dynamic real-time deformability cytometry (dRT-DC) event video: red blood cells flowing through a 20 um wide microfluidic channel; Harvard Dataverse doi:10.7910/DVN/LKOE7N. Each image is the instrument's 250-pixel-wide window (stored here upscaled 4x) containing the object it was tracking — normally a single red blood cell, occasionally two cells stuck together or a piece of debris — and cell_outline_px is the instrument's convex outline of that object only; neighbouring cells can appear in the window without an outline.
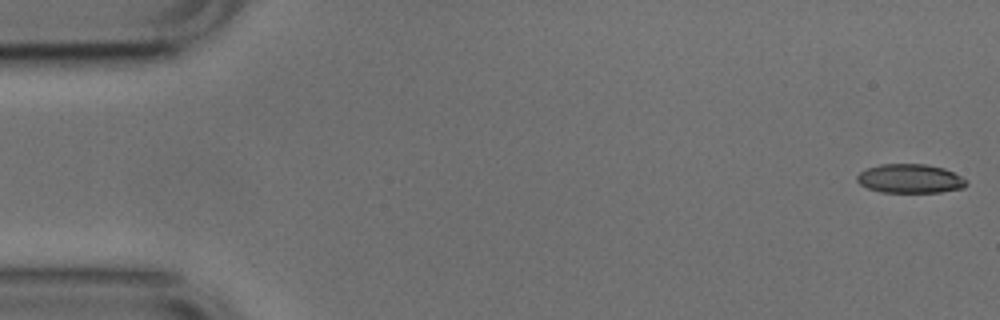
{"species": "common noctule bat (a hibernating species)", "species_latin": "Nyctalus noctula", "temperature_condition": "cold", "stored_images_in_passage": 52, "camera_frame_rate_fps": 3000, "um_per_image_px": 0.085, "animal": {"sex": "male", "body_mass_g": 17.9, "forearm_length_mm": 54.2}, "frame": {"image": 1, "passage_image": 1, "time_ms": 0.0, "image_size_px": [1000, 320], "cell_outline_px": [[968, 184], [964, 188], [940, 192], [880, 192], [868, 188], [860, 184], [856, 180], [856, 176], [860, 172], [868, 168], [880, 164], [924, 164], [944, 168], [968, 180]], "centroid_in_image_um": [77.37, 15.18], "position_along_channel_um": 7.6, "area_um2": 18.5}}
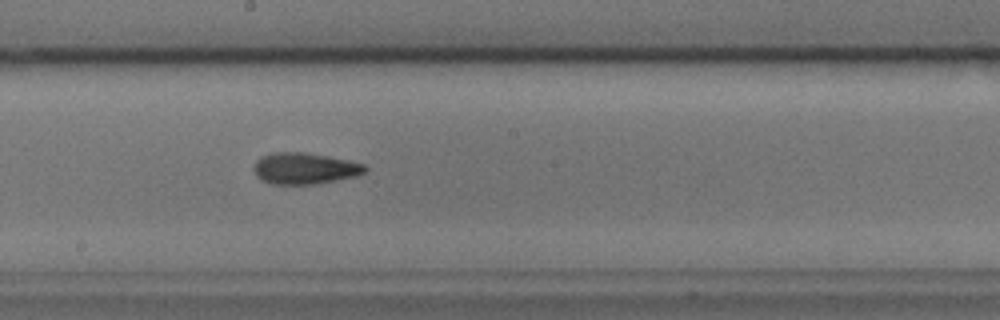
{"frame": {"image": 2, "passage_image": 28, "time_ms": 9.0, "image_size_px": [1000, 320], "cell_outline_px": [[368, 168], [364, 172], [356, 176], [316, 184], [272, 184], [260, 180], [256, 176], [252, 168], [256, 160], [260, 156], [272, 152], [304, 152], [328, 156], [348, 160], [364, 164]], "centroid_in_image_um": [25.85, 14.31], "position_along_channel_um": 222.4, "area_um2": 20.52}}
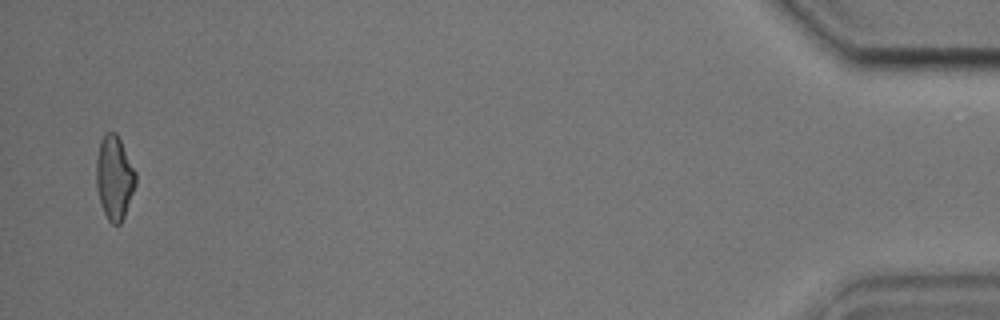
{"frame": {"image": 3, "passage_image": 51, "time_ms": 16.667, "image_size_px": [1000, 320], "cell_outline_px": [[136, 184], [124, 216], [120, 224], [112, 224], [108, 220], [100, 204], [96, 184], [96, 160], [100, 140], [108, 132], [116, 132], [136, 172]], "centroid_in_image_um": [9.71, 15.11], "position_along_channel_um": 425.5, "area_um2": 19.13}, "authors_computed_cell_mechanics": {"area_um2": 19.4497, "velocity_mm_per_s": 3.7956, "shape_relaxation_time_tau1_ms": 5.286, "shape_relaxation_time_tau2_ms": 2.6697, "deformation_change_tau1": 0.1342, "deformation_change_tau2": 0.1032}}